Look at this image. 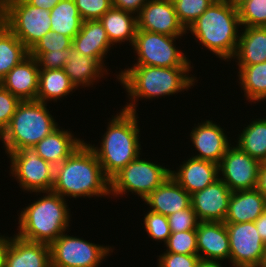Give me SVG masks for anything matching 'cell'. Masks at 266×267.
Here are the masks:
<instances>
[{"mask_svg": "<svg viewBox=\"0 0 266 267\" xmlns=\"http://www.w3.org/2000/svg\"><path fill=\"white\" fill-rule=\"evenodd\" d=\"M10 241L11 237L5 236V234L0 235V267H4L5 255Z\"/></svg>", "mask_w": 266, "mask_h": 267, "instance_id": "cell-47", "label": "cell"}, {"mask_svg": "<svg viewBox=\"0 0 266 267\" xmlns=\"http://www.w3.org/2000/svg\"><path fill=\"white\" fill-rule=\"evenodd\" d=\"M137 29L169 36H187L171 0H149L136 15Z\"/></svg>", "mask_w": 266, "mask_h": 267, "instance_id": "cell-14", "label": "cell"}, {"mask_svg": "<svg viewBox=\"0 0 266 267\" xmlns=\"http://www.w3.org/2000/svg\"><path fill=\"white\" fill-rule=\"evenodd\" d=\"M239 42L232 59L238 67L266 61V27H241Z\"/></svg>", "mask_w": 266, "mask_h": 267, "instance_id": "cell-26", "label": "cell"}, {"mask_svg": "<svg viewBox=\"0 0 266 267\" xmlns=\"http://www.w3.org/2000/svg\"><path fill=\"white\" fill-rule=\"evenodd\" d=\"M227 1H229L233 6L238 8L246 0H227Z\"/></svg>", "mask_w": 266, "mask_h": 267, "instance_id": "cell-49", "label": "cell"}, {"mask_svg": "<svg viewBox=\"0 0 266 267\" xmlns=\"http://www.w3.org/2000/svg\"><path fill=\"white\" fill-rule=\"evenodd\" d=\"M168 222L171 233H175L196 230L200 221L192 206H190L169 215Z\"/></svg>", "mask_w": 266, "mask_h": 267, "instance_id": "cell-38", "label": "cell"}, {"mask_svg": "<svg viewBox=\"0 0 266 267\" xmlns=\"http://www.w3.org/2000/svg\"><path fill=\"white\" fill-rule=\"evenodd\" d=\"M257 189L266 198V163L261 164Z\"/></svg>", "mask_w": 266, "mask_h": 267, "instance_id": "cell-45", "label": "cell"}, {"mask_svg": "<svg viewBox=\"0 0 266 267\" xmlns=\"http://www.w3.org/2000/svg\"><path fill=\"white\" fill-rule=\"evenodd\" d=\"M68 130L59 126L32 148L39 157L55 167L68 158L84 142L82 138L75 137Z\"/></svg>", "mask_w": 266, "mask_h": 267, "instance_id": "cell-23", "label": "cell"}, {"mask_svg": "<svg viewBox=\"0 0 266 267\" xmlns=\"http://www.w3.org/2000/svg\"><path fill=\"white\" fill-rule=\"evenodd\" d=\"M179 21L187 30L200 17L213 0H171Z\"/></svg>", "mask_w": 266, "mask_h": 267, "instance_id": "cell-33", "label": "cell"}, {"mask_svg": "<svg viewBox=\"0 0 266 267\" xmlns=\"http://www.w3.org/2000/svg\"><path fill=\"white\" fill-rule=\"evenodd\" d=\"M64 71L70 82L78 89V87L81 88L82 86V88L93 87L95 83L99 82L100 78L106 77L109 70L108 68L105 69L94 58L84 56L74 46H71Z\"/></svg>", "mask_w": 266, "mask_h": 267, "instance_id": "cell-25", "label": "cell"}, {"mask_svg": "<svg viewBox=\"0 0 266 267\" xmlns=\"http://www.w3.org/2000/svg\"><path fill=\"white\" fill-rule=\"evenodd\" d=\"M0 15L4 25L29 51L51 31L50 10L32 6L26 0H3Z\"/></svg>", "mask_w": 266, "mask_h": 267, "instance_id": "cell-7", "label": "cell"}, {"mask_svg": "<svg viewBox=\"0 0 266 267\" xmlns=\"http://www.w3.org/2000/svg\"><path fill=\"white\" fill-rule=\"evenodd\" d=\"M157 267H196L200 261L198 254H178L164 252L159 254Z\"/></svg>", "mask_w": 266, "mask_h": 267, "instance_id": "cell-41", "label": "cell"}, {"mask_svg": "<svg viewBox=\"0 0 266 267\" xmlns=\"http://www.w3.org/2000/svg\"><path fill=\"white\" fill-rule=\"evenodd\" d=\"M4 267H51L50 246L11 236Z\"/></svg>", "mask_w": 266, "mask_h": 267, "instance_id": "cell-20", "label": "cell"}, {"mask_svg": "<svg viewBox=\"0 0 266 267\" xmlns=\"http://www.w3.org/2000/svg\"><path fill=\"white\" fill-rule=\"evenodd\" d=\"M72 46L84 56L97 60L105 69L104 63L113 45L110 43L106 30L99 20H85L80 31L72 39Z\"/></svg>", "mask_w": 266, "mask_h": 267, "instance_id": "cell-21", "label": "cell"}, {"mask_svg": "<svg viewBox=\"0 0 266 267\" xmlns=\"http://www.w3.org/2000/svg\"><path fill=\"white\" fill-rule=\"evenodd\" d=\"M170 176L171 168L139 155L110 179V196L123 197L130 192L144 200Z\"/></svg>", "mask_w": 266, "mask_h": 267, "instance_id": "cell-8", "label": "cell"}, {"mask_svg": "<svg viewBox=\"0 0 266 267\" xmlns=\"http://www.w3.org/2000/svg\"><path fill=\"white\" fill-rule=\"evenodd\" d=\"M65 231L50 246L51 267H98L113 253V246L89 242Z\"/></svg>", "mask_w": 266, "mask_h": 267, "instance_id": "cell-10", "label": "cell"}, {"mask_svg": "<svg viewBox=\"0 0 266 267\" xmlns=\"http://www.w3.org/2000/svg\"><path fill=\"white\" fill-rule=\"evenodd\" d=\"M183 36H169L146 30H136L135 40L132 45L134 55L137 57L132 65L155 67H194L191 59L178 49L176 40Z\"/></svg>", "mask_w": 266, "mask_h": 267, "instance_id": "cell-9", "label": "cell"}, {"mask_svg": "<svg viewBox=\"0 0 266 267\" xmlns=\"http://www.w3.org/2000/svg\"><path fill=\"white\" fill-rule=\"evenodd\" d=\"M28 55L25 45L3 25L0 28V80Z\"/></svg>", "mask_w": 266, "mask_h": 267, "instance_id": "cell-32", "label": "cell"}, {"mask_svg": "<svg viewBox=\"0 0 266 267\" xmlns=\"http://www.w3.org/2000/svg\"><path fill=\"white\" fill-rule=\"evenodd\" d=\"M194 67H155L132 65L121 69L116 78L129 98L122 109L137 112L138 100H153L178 94L194 87L197 77L190 74ZM190 74V75H189Z\"/></svg>", "mask_w": 266, "mask_h": 267, "instance_id": "cell-1", "label": "cell"}, {"mask_svg": "<svg viewBox=\"0 0 266 267\" xmlns=\"http://www.w3.org/2000/svg\"><path fill=\"white\" fill-rule=\"evenodd\" d=\"M260 267H266V246H265L264 257H263Z\"/></svg>", "mask_w": 266, "mask_h": 267, "instance_id": "cell-50", "label": "cell"}, {"mask_svg": "<svg viewBox=\"0 0 266 267\" xmlns=\"http://www.w3.org/2000/svg\"><path fill=\"white\" fill-rule=\"evenodd\" d=\"M4 25V20L2 18V16L0 15V28Z\"/></svg>", "mask_w": 266, "mask_h": 267, "instance_id": "cell-51", "label": "cell"}, {"mask_svg": "<svg viewBox=\"0 0 266 267\" xmlns=\"http://www.w3.org/2000/svg\"><path fill=\"white\" fill-rule=\"evenodd\" d=\"M83 21L99 20L112 7L111 0H74Z\"/></svg>", "mask_w": 266, "mask_h": 267, "instance_id": "cell-39", "label": "cell"}, {"mask_svg": "<svg viewBox=\"0 0 266 267\" xmlns=\"http://www.w3.org/2000/svg\"><path fill=\"white\" fill-rule=\"evenodd\" d=\"M143 201L149 206L148 210L168 217L181 209L189 208L191 195L170 176Z\"/></svg>", "mask_w": 266, "mask_h": 267, "instance_id": "cell-22", "label": "cell"}, {"mask_svg": "<svg viewBox=\"0 0 266 267\" xmlns=\"http://www.w3.org/2000/svg\"><path fill=\"white\" fill-rule=\"evenodd\" d=\"M230 245L231 267H260L266 244L255 222L225 223Z\"/></svg>", "mask_w": 266, "mask_h": 267, "instance_id": "cell-12", "label": "cell"}, {"mask_svg": "<svg viewBox=\"0 0 266 267\" xmlns=\"http://www.w3.org/2000/svg\"><path fill=\"white\" fill-rule=\"evenodd\" d=\"M205 120H201V123L198 122L197 125L194 123L190 132L192 146L195 147L196 152L198 151V153L195 152L197 155H192V157L219 164L233 143L230 142L231 139L225 133L224 128L212 120Z\"/></svg>", "mask_w": 266, "mask_h": 267, "instance_id": "cell-15", "label": "cell"}, {"mask_svg": "<svg viewBox=\"0 0 266 267\" xmlns=\"http://www.w3.org/2000/svg\"><path fill=\"white\" fill-rule=\"evenodd\" d=\"M196 235L197 251L201 260H230L229 237L224 222H199Z\"/></svg>", "mask_w": 266, "mask_h": 267, "instance_id": "cell-18", "label": "cell"}, {"mask_svg": "<svg viewBox=\"0 0 266 267\" xmlns=\"http://www.w3.org/2000/svg\"><path fill=\"white\" fill-rule=\"evenodd\" d=\"M10 176L19 183L23 192L51 191L54 184L55 167L43 160L33 148L10 152Z\"/></svg>", "mask_w": 266, "mask_h": 267, "instance_id": "cell-11", "label": "cell"}, {"mask_svg": "<svg viewBox=\"0 0 266 267\" xmlns=\"http://www.w3.org/2000/svg\"><path fill=\"white\" fill-rule=\"evenodd\" d=\"M186 159L176 170H171V176L190 195L219 178L218 164L192 156Z\"/></svg>", "mask_w": 266, "mask_h": 267, "instance_id": "cell-19", "label": "cell"}, {"mask_svg": "<svg viewBox=\"0 0 266 267\" xmlns=\"http://www.w3.org/2000/svg\"><path fill=\"white\" fill-rule=\"evenodd\" d=\"M254 222L258 234L262 238L263 242L266 244V211L262 215H260Z\"/></svg>", "mask_w": 266, "mask_h": 267, "instance_id": "cell-44", "label": "cell"}, {"mask_svg": "<svg viewBox=\"0 0 266 267\" xmlns=\"http://www.w3.org/2000/svg\"><path fill=\"white\" fill-rule=\"evenodd\" d=\"M144 216L143 227L148 237L157 242L163 241L165 245L171 235L168 217L150 210Z\"/></svg>", "mask_w": 266, "mask_h": 267, "instance_id": "cell-35", "label": "cell"}, {"mask_svg": "<svg viewBox=\"0 0 266 267\" xmlns=\"http://www.w3.org/2000/svg\"><path fill=\"white\" fill-rule=\"evenodd\" d=\"M249 123L238 134L235 145L261 163H266V117Z\"/></svg>", "mask_w": 266, "mask_h": 267, "instance_id": "cell-30", "label": "cell"}, {"mask_svg": "<svg viewBox=\"0 0 266 267\" xmlns=\"http://www.w3.org/2000/svg\"><path fill=\"white\" fill-rule=\"evenodd\" d=\"M99 21L106 30L109 41L113 46L116 47L117 44L127 42L132 47L137 30L135 14L112 6L102 15Z\"/></svg>", "mask_w": 266, "mask_h": 267, "instance_id": "cell-27", "label": "cell"}, {"mask_svg": "<svg viewBox=\"0 0 266 267\" xmlns=\"http://www.w3.org/2000/svg\"><path fill=\"white\" fill-rule=\"evenodd\" d=\"M75 90L64 69L39 70L37 101L47 104L61 101Z\"/></svg>", "mask_w": 266, "mask_h": 267, "instance_id": "cell-28", "label": "cell"}, {"mask_svg": "<svg viewBox=\"0 0 266 267\" xmlns=\"http://www.w3.org/2000/svg\"><path fill=\"white\" fill-rule=\"evenodd\" d=\"M47 106L37 100L18 104L9 126L0 135L5 154L32 148L60 126Z\"/></svg>", "mask_w": 266, "mask_h": 267, "instance_id": "cell-6", "label": "cell"}, {"mask_svg": "<svg viewBox=\"0 0 266 267\" xmlns=\"http://www.w3.org/2000/svg\"><path fill=\"white\" fill-rule=\"evenodd\" d=\"M196 267H223L222 262L212 260H201Z\"/></svg>", "mask_w": 266, "mask_h": 267, "instance_id": "cell-48", "label": "cell"}, {"mask_svg": "<svg viewBox=\"0 0 266 267\" xmlns=\"http://www.w3.org/2000/svg\"><path fill=\"white\" fill-rule=\"evenodd\" d=\"M138 118L137 112H129L121 108L116 115L109 118L100 146L88 142L109 180L141 155Z\"/></svg>", "mask_w": 266, "mask_h": 267, "instance_id": "cell-3", "label": "cell"}, {"mask_svg": "<svg viewBox=\"0 0 266 267\" xmlns=\"http://www.w3.org/2000/svg\"><path fill=\"white\" fill-rule=\"evenodd\" d=\"M232 191L218 178L191 194V206L200 222H224Z\"/></svg>", "mask_w": 266, "mask_h": 267, "instance_id": "cell-16", "label": "cell"}, {"mask_svg": "<svg viewBox=\"0 0 266 267\" xmlns=\"http://www.w3.org/2000/svg\"><path fill=\"white\" fill-rule=\"evenodd\" d=\"M149 0H111L112 6L137 15Z\"/></svg>", "mask_w": 266, "mask_h": 267, "instance_id": "cell-43", "label": "cell"}, {"mask_svg": "<svg viewBox=\"0 0 266 267\" xmlns=\"http://www.w3.org/2000/svg\"><path fill=\"white\" fill-rule=\"evenodd\" d=\"M21 101L0 85V135L9 126Z\"/></svg>", "mask_w": 266, "mask_h": 267, "instance_id": "cell-40", "label": "cell"}, {"mask_svg": "<svg viewBox=\"0 0 266 267\" xmlns=\"http://www.w3.org/2000/svg\"><path fill=\"white\" fill-rule=\"evenodd\" d=\"M29 4L32 6L45 9V10H50L53 8L58 2L62 0H26Z\"/></svg>", "mask_w": 266, "mask_h": 267, "instance_id": "cell-46", "label": "cell"}, {"mask_svg": "<svg viewBox=\"0 0 266 267\" xmlns=\"http://www.w3.org/2000/svg\"><path fill=\"white\" fill-rule=\"evenodd\" d=\"M51 31L73 39L80 31L82 18L74 0H62L50 9Z\"/></svg>", "mask_w": 266, "mask_h": 267, "instance_id": "cell-31", "label": "cell"}, {"mask_svg": "<svg viewBox=\"0 0 266 267\" xmlns=\"http://www.w3.org/2000/svg\"><path fill=\"white\" fill-rule=\"evenodd\" d=\"M71 46L72 39L70 37L49 31L32 47L29 54L36 59L42 52H56Z\"/></svg>", "mask_w": 266, "mask_h": 267, "instance_id": "cell-37", "label": "cell"}, {"mask_svg": "<svg viewBox=\"0 0 266 267\" xmlns=\"http://www.w3.org/2000/svg\"><path fill=\"white\" fill-rule=\"evenodd\" d=\"M51 191L65 199L110 197V180L87 141L55 166Z\"/></svg>", "mask_w": 266, "mask_h": 267, "instance_id": "cell-2", "label": "cell"}, {"mask_svg": "<svg viewBox=\"0 0 266 267\" xmlns=\"http://www.w3.org/2000/svg\"><path fill=\"white\" fill-rule=\"evenodd\" d=\"M241 28L238 8L229 1L213 2L187 29L194 40L213 55L231 62L239 42ZM190 31V32H189Z\"/></svg>", "mask_w": 266, "mask_h": 267, "instance_id": "cell-4", "label": "cell"}, {"mask_svg": "<svg viewBox=\"0 0 266 267\" xmlns=\"http://www.w3.org/2000/svg\"><path fill=\"white\" fill-rule=\"evenodd\" d=\"M261 164L259 160L231 144L218 164L219 178L232 192L255 189L258 186Z\"/></svg>", "mask_w": 266, "mask_h": 267, "instance_id": "cell-13", "label": "cell"}, {"mask_svg": "<svg viewBox=\"0 0 266 267\" xmlns=\"http://www.w3.org/2000/svg\"><path fill=\"white\" fill-rule=\"evenodd\" d=\"M68 55L69 48L56 52H42L36 61L40 70L64 69Z\"/></svg>", "mask_w": 266, "mask_h": 267, "instance_id": "cell-42", "label": "cell"}, {"mask_svg": "<svg viewBox=\"0 0 266 267\" xmlns=\"http://www.w3.org/2000/svg\"><path fill=\"white\" fill-rule=\"evenodd\" d=\"M163 252L198 254L196 230L171 233Z\"/></svg>", "mask_w": 266, "mask_h": 267, "instance_id": "cell-36", "label": "cell"}, {"mask_svg": "<svg viewBox=\"0 0 266 267\" xmlns=\"http://www.w3.org/2000/svg\"><path fill=\"white\" fill-rule=\"evenodd\" d=\"M266 211V198L255 189L231 193L224 223L254 222Z\"/></svg>", "mask_w": 266, "mask_h": 267, "instance_id": "cell-24", "label": "cell"}, {"mask_svg": "<svg viewBox=\"0 0 266 267\" xmlns=\"http://www.w3.org/2000/svg\"><path fill=\"white\" fill-rule=\"evenodd\" d=\"M41 196L19 212L15 233L22 239L51 244L71 225V212L67 199L52 191L35 192ZM70 224V225H69Z\"/></svg>", "mask_w": 266, "mask_h": 267, "instance_id": "cell-5", "label": "cell"}, {"mask_svg": "<svg viewBox=\"0 0 266 267\" xmlns=\"http://www.w3.org/2000/svg\"><path fill=\"white\" fill-rule=\"evenodd\" d=\"M238 12L241 27H266V0H246Z\"/></svg>", "mask_w": 266, "mask_h": 267, "instance_id": "cell-34", "label": "cell"}, {"mask_svg": "<svg viewBox=\"0 0 266 267\" xmlns=\"http://www.w3.org/2000/svg\"><path fill=\"white\" fill-rule=\"evenodd\" d=\"M237 82L249 103H260L266 99V61L238 67ZM257 101V102H256Z\"/></svg>", "mask_w": 266, "mask_h": 267, "instance_id": "cell-29", "label": "cell"}, {"mask_svg": "<svg viewBox=\"0 0 266 267\" xmlns=\"http://www.w3.org/2000/svg\"><path fill=\"white\" fill-rule=\"evenodd\" d=\"M39 70L36 59L29 54L0 80V85L20 101L36 100Z\"/></svg>", "mask_w": 266, "mask_h": 267, "instance_id": "cell-17", "label": "cell"}]
</instances>
